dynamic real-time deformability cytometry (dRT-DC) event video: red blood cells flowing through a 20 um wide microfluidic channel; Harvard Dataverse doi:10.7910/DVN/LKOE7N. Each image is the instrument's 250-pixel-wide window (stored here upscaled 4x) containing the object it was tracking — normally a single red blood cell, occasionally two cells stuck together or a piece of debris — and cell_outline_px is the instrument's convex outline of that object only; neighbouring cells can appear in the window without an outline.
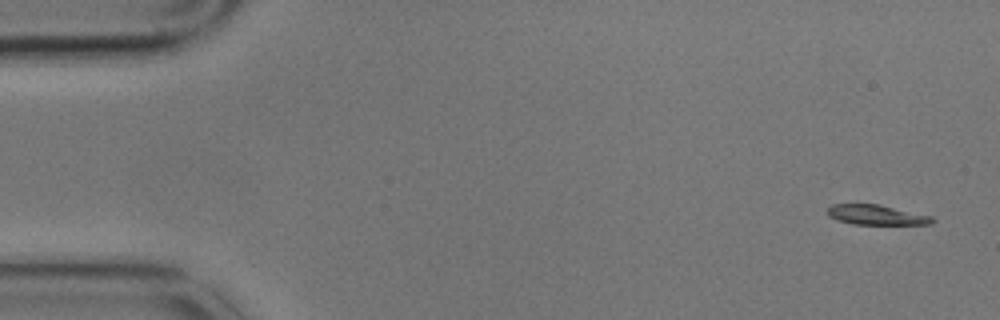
{"species": "common noctule bat (a hibernating species)", "species_latin": "Nyctalus noctula", "temperature_condition": "cold", "stored_images_in_passage": 5, "camera_frame_rate_fps": 3000, "um_per_image_px": 0.085, "animal": {"sex": "male", "body_mass_g": 17.9}, "frame": {"image": 1, "passage_image": 1, "time_ms": 0.0, "image_size_px": [1000, 320], "cell_outline_px": [[936, 220], [932, 224], [852, 224], [836, 220], [828, 216], [828, 208], [832, 204], [880, 204], [932, 216]], "centroid_in_image_um": [74.5, 18.26], "position_along_channel_um": 10.5, "area_um2": 12.25}}
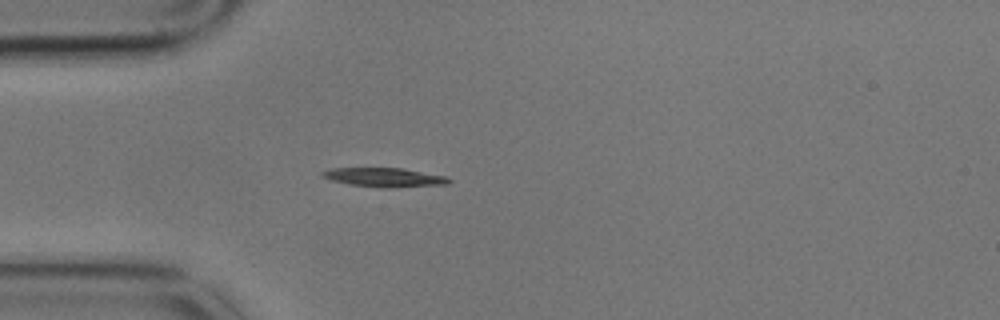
{"frame": {"image": 2, "passage_image": 5, "time_ms": 1.333, "image_size_px": [1000, 320], "cell_outline_px": [[452, 180], [448, 184], [388, 188], [380, 188], [348, 184], [332, 180], [320, 176], [320, 172], [332, 168], [404, 168], [448, 176]], "centroid_in_image_um": [32.7, 15.07], "position_along_channel_um": 52.3, "area_um2": 14.28}}